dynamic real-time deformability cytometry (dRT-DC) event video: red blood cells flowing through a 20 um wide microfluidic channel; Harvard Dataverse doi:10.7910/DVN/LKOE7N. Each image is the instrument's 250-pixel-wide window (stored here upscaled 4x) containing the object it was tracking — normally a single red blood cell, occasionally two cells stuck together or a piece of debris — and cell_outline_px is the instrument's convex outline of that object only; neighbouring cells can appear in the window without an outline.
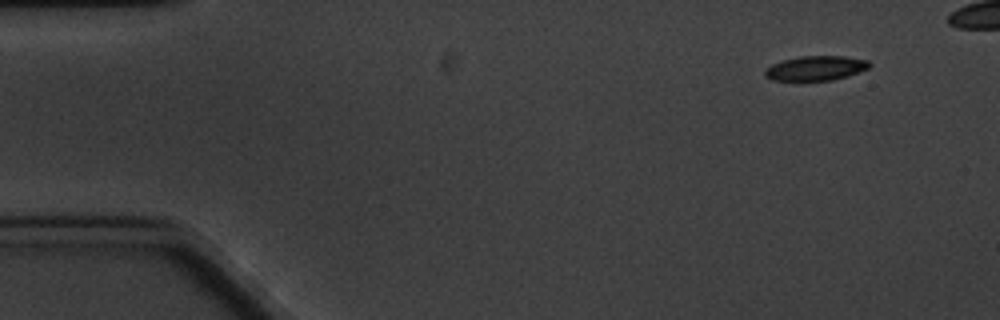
{"species": "common noctule bat (a hibernating species)", "species_latin": "Nyctalus noctula", "temperature_condition": "cold", "stored_images_in_passage": 5, "camera_frame_rate_fps": 3000, "um_per_image_px": 0.085, "animal": {"sex": "male", "body_mass_g": 20.1, "forearm_length_mm": 53.5}, "frame": {"image": 1, "passage_image": 1, "time_ms": 0.0, "image_size_px": [1000, 320], "cell_outline_px": [[872, 64], [868, 68], [848, 76], [832, 80], [772, 80], [764, 72], [764, 68], [772, 64], [784, 60], [800, 56], [844, 56], [868, 60]], "centroid_in_image_um": [69.36, 5.78], "position_along_channel_um": 15.6, "area_um2": 14.85}}